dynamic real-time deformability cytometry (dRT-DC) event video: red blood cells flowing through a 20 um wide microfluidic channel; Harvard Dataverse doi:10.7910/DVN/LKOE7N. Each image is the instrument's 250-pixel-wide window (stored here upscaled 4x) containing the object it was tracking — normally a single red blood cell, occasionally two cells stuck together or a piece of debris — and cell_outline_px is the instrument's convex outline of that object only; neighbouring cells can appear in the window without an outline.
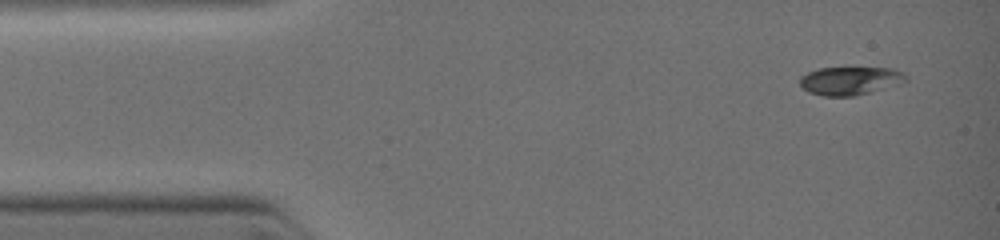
{"species": "common noctule bat (a hibernating species)", "species_latin": "Nyctalus noctula", "temperature_condition": "warm", "stored_images_in_passage": 15, "camera_frame_rate_fps": 3000, "um_per_image_px": 0.085, "animal": {"sex": "female", "body_mass_g": 19.0, "forearm_length_mm": 51.5}, "frame": {"image": 1, "passage_image": 1, "time_ms": 0.0, "image_size_px": [1000, 240], "cell_outline_px": [[908, 80], [900, 84], [852, 96], [824, 96], [808, 92], [800, 84], [800, 76], [808, 72], [820, 68], [848, 64], [852, 64], [892, 68], [904, 72], [908, 76]], "centroid_in_image_um": [72.3, 6.78], "position_along_channel_um": 12.7, "area_um2": 18.5}}
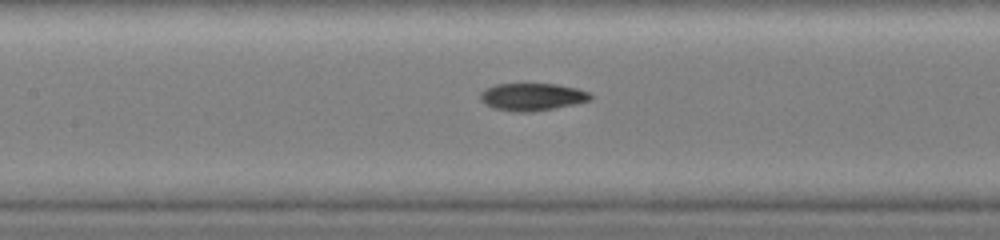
{"frame": {"image": 2, "passage_image": 12, "time_ms": 4.333, "image_size_px": [1000, 240], "cell_outline_px": [[592, 100], [532, 112], [516, 112], [492, 108], [484, 104], [480, 100], [480, 92], [496, 84], [556, 84], [576, 88], [588, 92], [592, 96]], "centroid_in_image_um": [45.2, 8.23], "position_along_channel_um": 162.2, "area_um2": 17.51}}
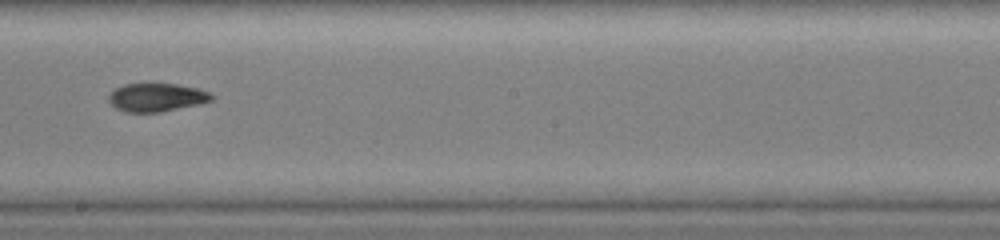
{"frame": {"image": 3, "passage_image": 15, "time_ms": 5.667, "image_size_px": [1000, 240], "cell_outline_px": [[216, 96], [212, 100], [200, 104], [160, 112], [124, 112], [116, 108], [108, 100], [108, 96], [116, 88], [124, 84], [176, 84], [196, 88], [208, 92]], "centroid_in_image_um": [13.32, 8.28], "position_along_channel_um": 234.9, "area_um2": 16.88}}